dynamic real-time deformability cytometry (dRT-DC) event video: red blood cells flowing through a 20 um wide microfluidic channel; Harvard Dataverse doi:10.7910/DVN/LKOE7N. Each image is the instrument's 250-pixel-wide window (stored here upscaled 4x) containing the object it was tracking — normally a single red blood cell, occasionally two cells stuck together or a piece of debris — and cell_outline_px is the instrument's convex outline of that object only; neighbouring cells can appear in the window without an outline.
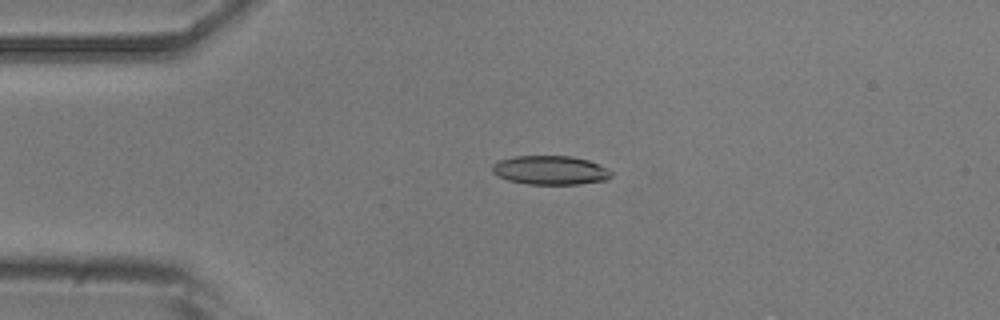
{"species": "common noctule bat (a hibernating species)", "species_latin": "Nyctalus noctula", "temperature_condition": "room temperature", "stored_images_in_passage": 43, "camera_frame_rate_fps": 3000, "um_per_image_px": 0.085, "animal": {"sex": "male", "body_mass_g": 20.5, "forearm_length_mm": 52.5}, "frame": {"image": 1, "passage_image": 1, "time_ms": 0.0, "image_size_px": [1000, 320], "cell_outline_px": [[612, 176], [604, 180], [576, 184], [528, 184], [508, 180], [492, 172], [492, 164], [500, 160], [512, 156], [572, 156], [588, 160], [612, 172]], "centroid_in_image_um": [46.73, 14.46], "position_along_channel_um": 38.3, "area_um2": 19.83}}
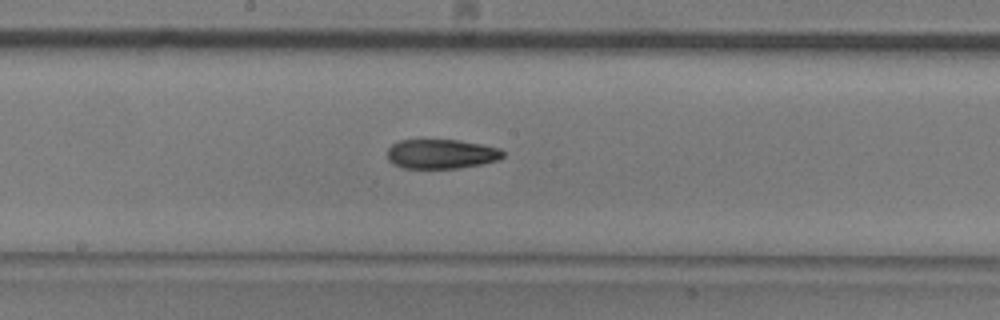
{"frame": {"image": 2, "passage_image": 17, "time_ms": 5.333, "image_size_px": [1000, 320], "cell_outline_px": [[504, 156], [496, 160], [480, 164], [460, 168], [404, 168], [392, 164], [388, 160], [388, 148], [392, 144], [400, 140], [460, 140], [500, 148], [504, 152]], "centroid_in_image_um": [37.49, 13.08], "position_along_channel_um": 210.7, "area_um2": 19.83}}
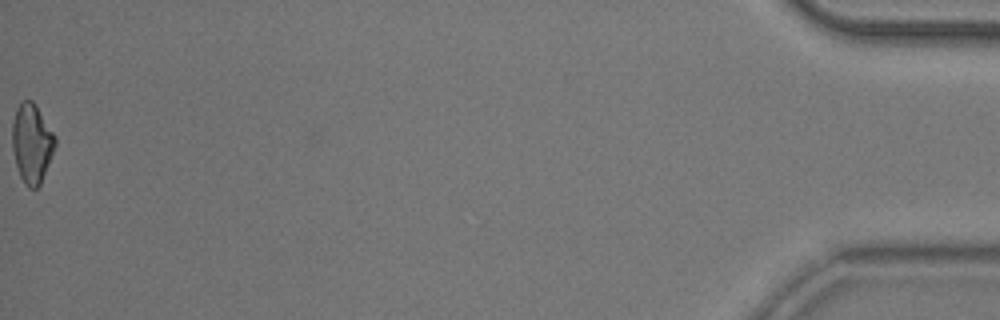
{"frame": {"image": 3, "passage_image": 43, "time_ms": 14.0, "image_size_px": [1000, 320], "cell_outline_px": [[56, 144], [40, 184], [36, 188], [28, 188], [24, 184], [20, 176], [16, 164], [12, 148], [12, 124], [16, 108], [20, 100], [32, 100], [36, 104], [56, 136]], "centroid_in_image_um": [2.69, 12.14], "position_along_channel_um": 432.5, "area_um2": 19.88}, "authors_computed_cell_mechanics": {"area_um2": 20.1722, "velocity_mm_per_s": 3.7483, "shape_relaxation_time_tau1_ms": 10.0507, "shape_relaxation_time_tau2_ms": 4.6341, "deformation_change_tau1": 0.2308, "deformation_change_tau2": 0.1253}}